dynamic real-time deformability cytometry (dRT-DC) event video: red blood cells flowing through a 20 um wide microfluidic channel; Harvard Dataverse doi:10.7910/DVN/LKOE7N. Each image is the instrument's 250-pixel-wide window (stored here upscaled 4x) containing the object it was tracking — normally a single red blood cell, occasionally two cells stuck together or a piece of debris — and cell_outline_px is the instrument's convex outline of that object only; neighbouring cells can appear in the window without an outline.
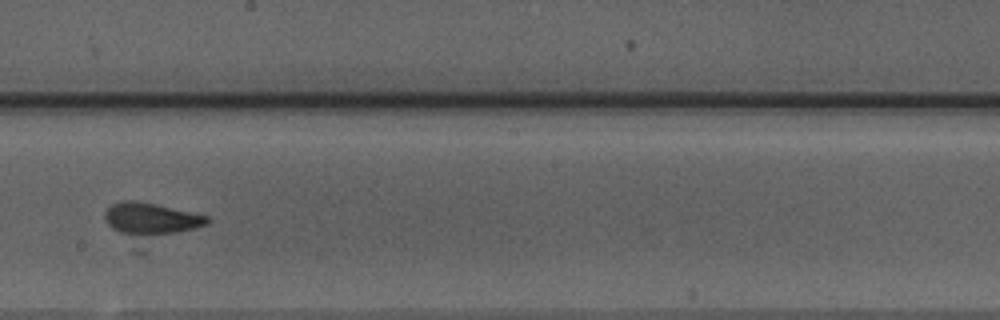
{"species": "Egyptian fruit bat (a non-hibernating species)", "species_latin": "Rousettus aegyptiacus", "temperature_condition": "warm", "stored_images_in_passage": 29, "camera_frame_rate_fps": 3000, "um_per_image_px": 0.085, "animal": {"sex": "male"}, "frame": {"image": 1, "passage_image": 14, "time_ms": 4.333, "image_size_px": [1000, 320], "cell_outline_px": [[212, 220], [208, 224], [176, 232], [144, 236], [132, 236], [120, 232], [112, 228], [108, 224], [104, 216], [104, 212], [112, 204], [120, 200], [132, 200], [156, 204], [208, 216]], "centroid_in_image_um": [12.81, 18.58], "position_along_channel_um": 235.4, "area_um2": 18.9}}
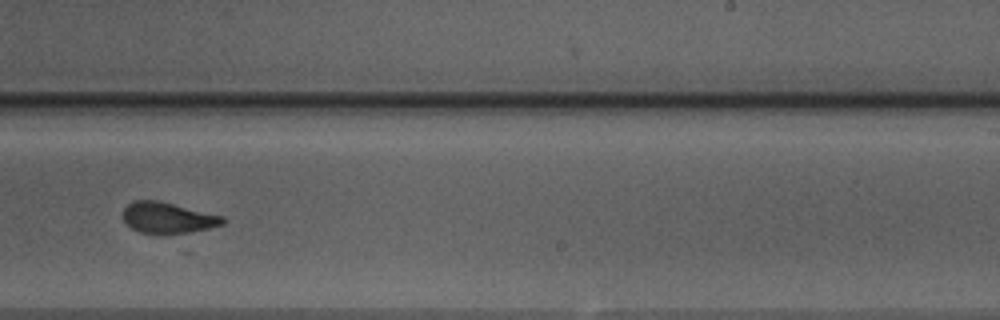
{"frame": {"image": 2, "passage_image": 17, "time_ms": 5.333, "image_size_px": [1000, 320], "cell_outline_px": [[224, 224], [208, 228], [188, 232], [140, 232], [132, 228], [124, 220], [124, 208], [132, 200], [160, 200], [224, 216]], "centroid_in_image_um": [14.28, 18.47], "position_along_channel_um": 274.7, "area_um2": 17.63}, "authors_computed_cell_mechanics": {"area_um2": 18.496, "velocity_mm_per_s": 3.9408, "shape_relaxation_time_tau1_ms": 3.719, "shape_relaxation_time_tau2_ms": null, "deformation_change_tau1": 0.4157, "deformation_change_tau2": null}}